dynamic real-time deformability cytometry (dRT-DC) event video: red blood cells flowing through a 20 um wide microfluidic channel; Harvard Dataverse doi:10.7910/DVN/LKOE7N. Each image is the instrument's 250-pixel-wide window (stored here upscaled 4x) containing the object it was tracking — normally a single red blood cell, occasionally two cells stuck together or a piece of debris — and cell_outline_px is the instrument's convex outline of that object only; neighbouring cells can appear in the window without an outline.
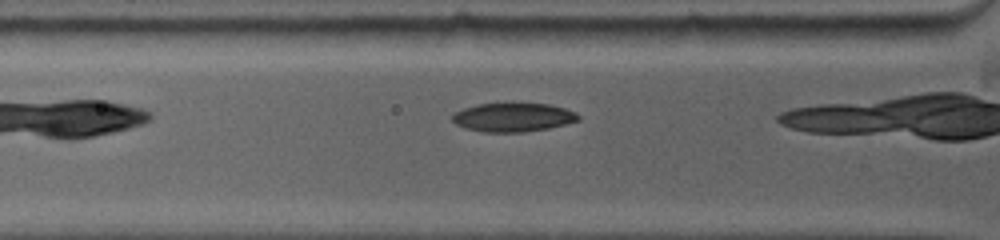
{"species": "common noctule bat (a hibernating species)", "species_latin": "Nyctalus noctula", "temperature_condition": "warm", "stored_images_in_passage": 5, "camera_frame_rate_fps": 5000, "um_per_image_px": 0.085, "animal": {"sex": "female", "body_mass_g": 19.0, "forearm_length_mm": 53.3}, "frame": {"image": 1, "passage_image": 4, "time_ms": 1.2, "image_size_px": [1000, 240], "cell_outline_px": [[580, 120], [548, 128], [524, 132], [484, 132], [464, 128], [456, 124], [452, 120], [452, 112], [476, 104], [512, 100], [548, 104], [564, 108], [576, 112], [580, 116]], "centroid_in_image_um": [43.58, 9.92], "position_along_channel_um": 82.2, "area_um2": 22.08}}